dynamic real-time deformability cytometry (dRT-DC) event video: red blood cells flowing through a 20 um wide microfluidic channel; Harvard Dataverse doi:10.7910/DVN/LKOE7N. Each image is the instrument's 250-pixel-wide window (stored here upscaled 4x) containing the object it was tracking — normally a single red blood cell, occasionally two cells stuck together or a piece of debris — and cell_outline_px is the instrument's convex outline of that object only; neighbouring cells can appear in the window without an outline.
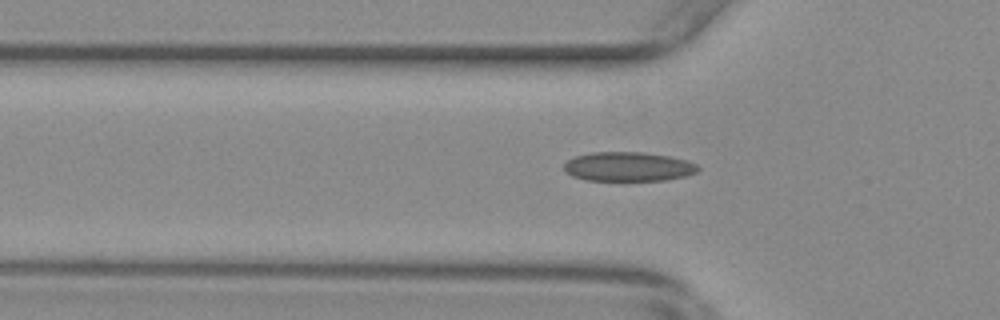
{"species": "common noctule bat (a hibernating species)", "species_latin": "Nyctalus noctula", "temperature_condition": "warm", "stored_images_in_passage": 27, "camera_frame_rate_fps": 3000, "um_per_image_px": 0.085, "animal": {"sex": "female", "body_mass_g": 29.2, "forearm_length_mm": 56.3}, "frame": {"image": 1, "passage_image": 4, "time_ms": 1.0, "image_size_px": [1000, 320], "cell_outline_px": [[700, 168], [696, 172], [688, 176], [664, 180], [588, 180], [572, 176], [564, 168], [564, 164], [568, 160], [576, 156], [592, 152], [644, 152], [668, 156], [688, 160], [696, 164]], "centroid_in_image_um": [53.44, 14.16], "position_along_channel_um": 72.4, "area_um2": 22.77}}
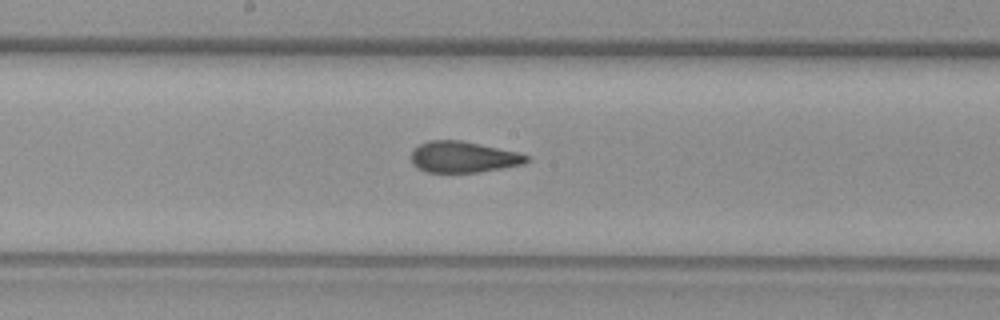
{"frame": {"image": 2, "passage_image": 15, "time_ms": 4.667, "image_size_px": [1000, 320], "cell_outline_px": [[532, 160], [524, 164], [480, 172], [424, 172], [416, 168], [412, 164], [412, 152], [420, 144], [428, 140], [460, 140], [516, 152], [528, 156]], "centroid_in_image_um": [39.37, 13.36], "position_along_channel_um": 208.8, "area_um2": 20.87}}
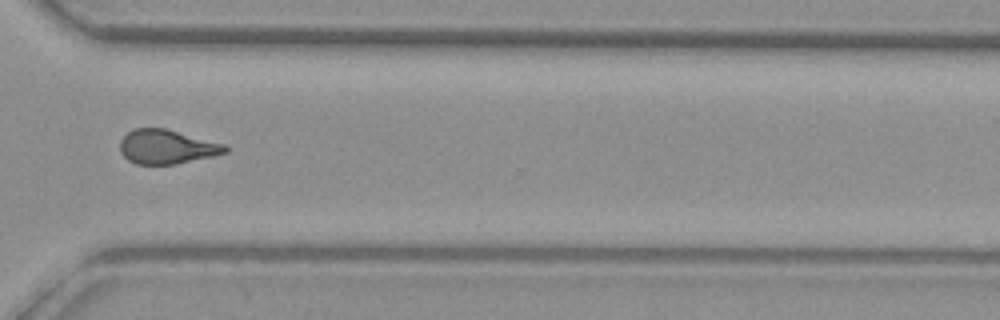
{"frame": {"image": 3, "passage_image": 27, "time_ms": 8.667, "image_size_px": [1000, 320], "cell_outline_px": [[228, 152], [212, 156], [176, 164], [136, 164], [128, 160], [120, 152], [120, 140], [128, 132], [136, 128], [164, 128], [224, 144], [228, 148]], "centroid_in_image_um": [14.15, 12.48], "position_along_channel_um": 356.4, "area_um2": 20.75}}